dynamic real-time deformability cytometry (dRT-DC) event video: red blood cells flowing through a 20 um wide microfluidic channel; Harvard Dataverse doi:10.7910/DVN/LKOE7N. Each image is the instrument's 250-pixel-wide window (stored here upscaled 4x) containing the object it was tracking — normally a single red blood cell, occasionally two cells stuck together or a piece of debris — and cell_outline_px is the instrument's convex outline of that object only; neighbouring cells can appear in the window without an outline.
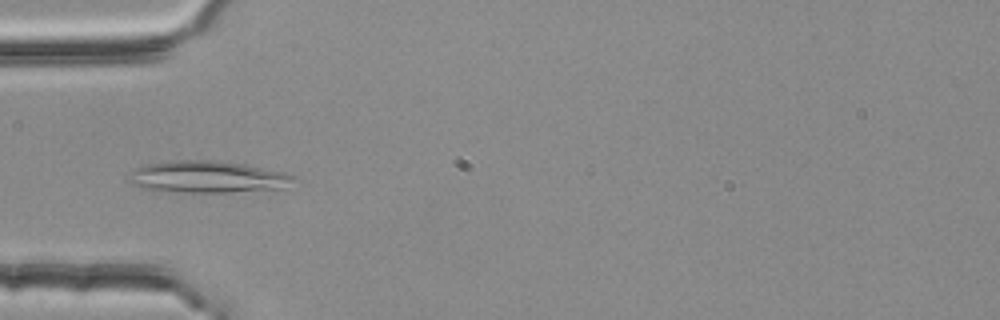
{"species": "common noctule bat (a hibernating species)", "species_latin": "Nyctalus noctula", "temperature_condition": "room temperature", "stored_images_in_passage": 4, "camera_frame_rate_fps": 3000, "um_per_image_px": 0.085, "animal": {"sex": "female", "body_mass_g": 25.1}, "frame": {"image": 1, "passage_image": 4, "time_ms": 1.0, "image_size_px": [1000, 320], "cell_outline_px": [[292, 176], [280, 188], [228, 192], [160, 192], [144, 188], [132, 184], [128, 180], [132, 172], [136, 168], [144, 164], [176, 160], [216, 160], [244, 164], [284, 172]], "centroid_in_image_um": [17.49, 15.03], "position_along_channel_um": 67.5, "area_um2": 30.17}}